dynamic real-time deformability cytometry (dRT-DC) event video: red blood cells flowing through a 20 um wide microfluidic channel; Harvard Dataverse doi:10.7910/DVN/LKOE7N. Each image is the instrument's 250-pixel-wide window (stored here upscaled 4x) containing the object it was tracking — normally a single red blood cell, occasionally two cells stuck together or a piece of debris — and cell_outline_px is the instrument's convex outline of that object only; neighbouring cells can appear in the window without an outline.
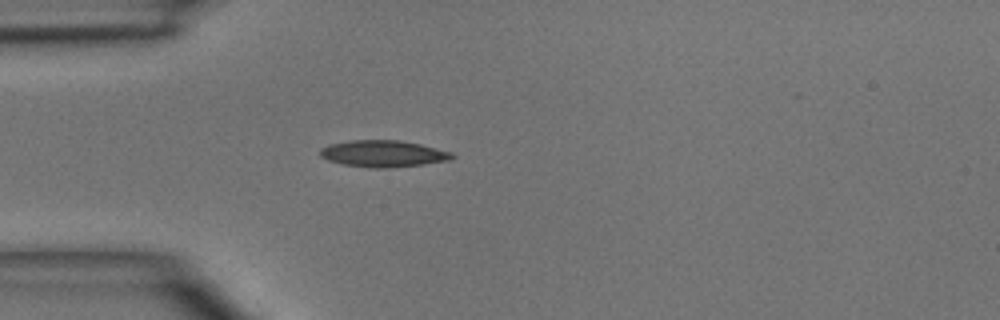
{"species": "common noctule bat (a hibernating species)", "species_latin": "Nyctalus noctula", "temperature_condition": "room temperature", "stored_images_in_passage": 4, "camera_frame_rate_fps": 3000, "um_per_image_px": 0.085, "animal": {"sex": "male", "body_mass_g": 15.6}, "frame": {"image": 1, "passage_image": 4, "time_ms": 4.0, "image_size_px": [1000, 320], "cell_outline_px": [[456, 156], [448, 160], [424, 164], [388, 168], [372, 168], [344, 164], [328, 160], [320, 156], [320, 148], [328, 144], [352, 140], [400, 140], [420, 144], [452, 152]], "centroid_in_image_um": [32.56, 13.06], "position_along_channel_um": 52.4, "area_um2": 20.46}}